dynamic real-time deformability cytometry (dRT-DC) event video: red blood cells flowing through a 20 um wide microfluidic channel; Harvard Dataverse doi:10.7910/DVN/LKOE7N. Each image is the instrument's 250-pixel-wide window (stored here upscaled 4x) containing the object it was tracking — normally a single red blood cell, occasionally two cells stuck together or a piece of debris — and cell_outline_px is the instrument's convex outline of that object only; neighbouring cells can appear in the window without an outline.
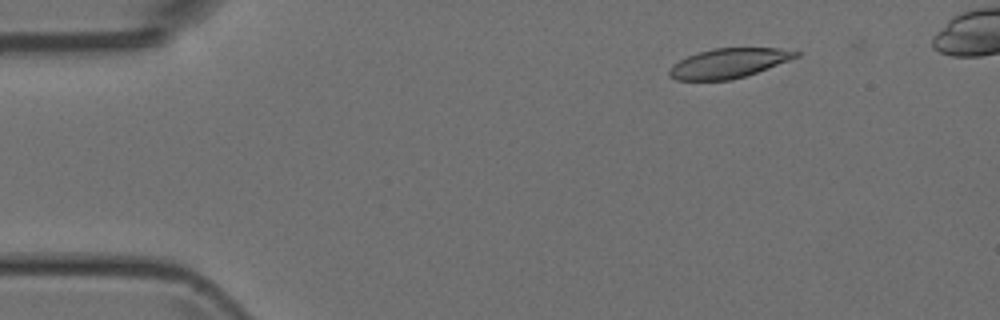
{"species": "Egyptian fruit bat (a non-hibernating species)", "species_latin": "Rousettus aegyptiacus", "temperature_condition": "room temperature", "stored_images_in_passage": 5, "camera_frame_rate_fps": 3000, "um_per_image_px": 0.085, "animal": {"sex": "female"}, "frame": {"image": 1, "passage_image": 3, "time_ms": 2.0, "image_size_px": [1000, 320], "cell_outline_px": [[800, 56], [768, 68], [732, 80], [676, 80], [668, 76], [668, 72], [672, 64], [688, 56], [712, 48], [780, 48], [800, 52]], "centroid_in_image_um": [61.92, 5.37], "position_along_channel_um": 23.1, "area_um2": 21.73}}